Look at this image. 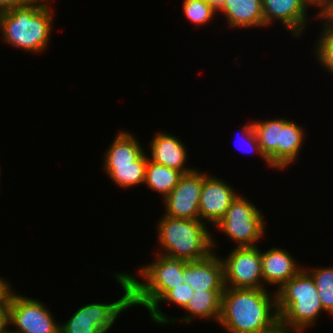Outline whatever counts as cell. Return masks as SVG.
I'll use <instances>...</instances> for the list:
<instances>
[{"mask_svg": "<svg viewBox=\"0 0 333 333\" xmlns=\"http://www.w3.org/2000/svg\"><path fill=\"white\" fill-rule=\"evenodd\" d=\"M269 290L225 287L218 326L227 333H278L276 292Z\"/></svg>", "mask_w": 333, "mask_h": 333, "instance_id": "obj_1", "label": "cell"}, {"mask_svg": "<svg viewBox=\"0 0 333 333\" xmlns=\"http://www.w3.org/2000/svg\"><path fill=\"white\" fill-rule=\"evenodd\" d=\"M53 5L39 2L0 11L2 42L28 54H41L48 50L54 30ZM45 50V51H44Z\"/></svg>", "mask_w": 333, "mask_h": 333, "instance_id": "obj_2", "label": "cell"}, {"mask_svg": "<svg viewBox=\"0 0 333 333\" xmlns=\"http://www.w3.org/2000/svg\"><path fill=\"white\" fill-rule=\"evenodd\" d=\"M157 254L172 259L198 261L218 252L215 235L199 219H181L162 215L156 222ZM217 250V251H216Z\"/></svg>", "mask_w": 333, "mask_h": 333, "instance_id": "obj_3", "label": "cell"}, {"mask_svg": "<svg viewBox=\"0 0 333 333\" xmlns=\"http://www.w3.org/2000/svg\"><path fill=\"white\" fill-rule=\"evenodd\" d=\"M279 328L284 333H304L316 325L324 311L314 279L303 268L276 291Z\"/></svg>", "mask_w": 333, "mask_h": 333, "instance_id": "obj_4", "label": "cell"}, {"mask_svg": "<svg viewBox=\"0 0 333 333\" xmlns=\"http://www.w3.org/2000/svg\"><path fill=\"white\" fill-rule=\"evenodd\" d=\"M152 253L154 261L152 259V262L138 267L137 275L127 272L131 280L132 307L142 306L147 311L169 290L184 282L183 273L186 267V260Z\"/></svg>", "mask_w": 333, "mask_h": 333, "instance_id": "obj_5", "label": "cell"}, {"mask_svg": "<svg viewBox=\"0 0 333 333\" xmlns=\"http://www.w3.org/2000/svg\"><path fill=\"white\" fill-rule=\"evenodd\" d=\"M111 274L120 285L122 296L110 303L93 301L80 306L67 321L60 323V333H109L121 314L132 308L131 280L127 271Z\"/></svg>", "mask_w": 333, "mask_h": 333, "instance_id": "obj_6", "label": "cell"}, {"mask_svg": "<svg viewBox=\"0 0 333 333\" xmlns=\"http://www.w3.org/2000/svg\"><path fill=\"white\" fill-rule=\"evenodd\" d=\"M260 207L239 193L223 218L214 226L236 247L257 246L267 231V221Z\"/></svg>", "mask_w": 333, "mask_h": 333, "instance_id": "obj_7", "label": "cell"}, {"mask_svg": "<svg viewBox=\"0 0 333 333\" xmlns=\"http://www.w3.org/2000/svg\"><path fill=\"white\" fill-rule=\"evenodd\" d=\"M17 292L10 290L8 302V326L14 327L8 328L13 333H60V320L45 302Z\"/></svg>", "mask_w": 333, "mask_h": 333, "instance_id": "obj_8", "label": "cell"}, {"mask_svg": "<svg viewBox=\"0 0 333 333\" xmlns=\"http://www.w3.org/2000/svg\"><path fill=\"white\" fill-rule=\"evenodd\" d=\"M259 246H235L225 257L220 255L224 266L225 287L264 289Z\"/></svg>", "mask_w": 333, "mask_h": 333, "instance_id": "obj_9", "label": "cell"}, {"mask_svg": "<svg viewBox=\"0 0 333 333\" xmlns=\"http://www.w3.org/2000/svg\"><path fill=\"white\" fill-rule=\"evenodd\" d=\"M262 6L265 28L278 22L295 39L303 37L310 19L319 20L321 16L317 11L309 17L308 9L314 7L311 0H262Z\"/></svg>", "mask_w": 333, "mask_h": 333, "instance_id": "obj_10", "label": "cell"}, {"mask_svg": "<svg viewBox=\"0 0 333 333\" xmlns=\"http://www.w3.org/2000/svg\"><path fill=\"white\" fill-rule=\"evenodd\" d=\"M202 185L203 171L201 169L195 168L184 173L179 183L162 200L163 215L181 219H199Z\"/></svg>", "mask_w": 333, "mask_h": 333, "instance_id": "obj_11", "label": "cell"}, {"mask_svg": "<svg viewBox=\"0 0 333 333\" xmlns=\"http://www.w3.org/2000/svg\"><path fill=\"white\" fill-rule=\"evenodd\" d=\"M203 172L199 204V220L214 227L225 215L231 202L239 194L228 180ZM225 180V181H224Z\"/></svg>", "mask_w": 333, "mask_h": 333, "instance_id": "obj_12", "label": "cell"}, {"mask_svg": "<svg viewBox=\"0 0 333 333\" xmlns=\"http://www.w3.org/2000/svg\"><path fill=\"white\" fill-rule=\"evenodd\" d=\"M152 139L149 141L147 148L148 158L157 163L162 164L166 167L178 170L180 172L188 173L195 169L188 165L189 151L188 147L185 146V142L181 141L179 136L169 132L157 131L151 136Z\"/></svg>", "mask_w": 333, "mask_h": 333, "instance_id": "obj_13", "label": "cell"}, {"mask_svg": "<svg viewBox=\"0 0 333 333\" xmlns=\"http://www.w3.org/2000/svg\"><path fill=\"white\" fill-rule=\"evenodd\" d=\"M261 261L264 289L273 286L275 292L304 268L288 250L278 246L261 250Z\"/></svg>", "mask_w": 333, "mask_h": 333, "instance_id": "obj_14", "label": "cell"}, {"mask_svg": "<svg viewBox=\"0 0 333 333\" xmlns=\"http://www.w3.org/2000/svg\"><path fill=\"white\" fill-rule=\"evenodd\" d=\"M184 284L190 285L194 292L224 290V266L220 253L198 261H186L183 273Z\"/></svg>", "mask_w": 333, "mask_h": 333, "instance_id": "obj_15", "label": "cell"}, {"mask_svg": "<svg viewBox=\"0 0 333 333\" xmlns=\"http://www.w3.org/2000/svg\"><path fill=\"white\" fill-rule=\"evenodd\" d=\"M217 14L225 17L228 29L265 27L262 0H225Z\"/></svg>", "mask_w": 333, "mask_h": 333, "instance_id": "obj_16", "label": "cell"}, {"mask_svg": "<svg viewBox=\"0 0 333 333\" xmlns=\"http://www.w3.org/2000/svg\"><path fill=\"white\" fill-rule=\"evenodd\" d=\"M224 290H207L195 292L193 298L189 300L183 309L186 314L182 317H172L170 323L177 324L179 321L183 324H191L194 320H209L218 324L221 314V297ZM183 321V322H182Z\"/></svg>", "mask_w": 333, "mask_h": 333, "instance_id": "obj_17", "label": "cell"}, {"mask_svg": "<svg viewBox=\"0 0 333 333\" xmlns=\"http://www.w3.org/2000/svg\"><path fill=\"white\" fill-rule=\"evenodd\" d=\"M143 147L132 131L120 129L104 151L102 165L132 164L145 151Z\"/></svg>", "mask_w": 333, "mask_h": 333, "instance_id": "obj_18", "label": "cell"}, {"mask_svg": "<svg viewBox=\"0 0 333 333\" xmlns=\"http://www.w3.org/2000/svg\"><path fill=\"white\" fill-rule=\"evenodd\" d=\"M288 120L289 118L285 117L253 120L261 152L274 170L278 169V145L280 144L281 131Z\"/></svg>", "mask_w": 333, "mask_h": 333, "instance_id": "obj_19", "label": "cell"}, {"mask_svg": "<svg viewBox=\"0 0 333 333\" xmlns=\"http://www.w3.org/2000/svg\"><path fill=\"white\" fill-rule=\"evenodd\" d=\"M305 127L294 120H288L281 131L278 145V170L282 171L294 165L301 155L307 135ZM295 162V163H294Z\"/></svg>", "mask_w": 333, "mask_h": 333, "instance_id": "obj_20", "label": "cell"}, {"mask_svg": "<svg viewBox=\"0 0 333 333\" xmlns=\"http://www.w3.org/2000/svg\"><path fill=\"white\" fill-rule=\"evenodd\" d=\"M147 151H144L132 164L103 165V172L118 188L127 189L143 186L145 182Z\"/></svg>", "mask_w": 333, "mask_h": 333, "instance_id": "obj_21", "label": "cell"}, {"mask_svg": "<svg viewBox=\"0 0 333 333\" xmlns=\"http://www.w3.org/2000/svg\"><path fill=\"white\" fill-rule=\"evenodd\" d=\"M182 175V172L157 164L148 158L144 186L158 193L162 201L179 183Z\"/></svg>", "mask_w": 333, "mask_h": 333, "instance_id": "obj_22", "label": "cell"}, {"mask_svg": "<svg viewBox=\"0 0 333 333\" xmlns=\"http://www.w3.org/2000/svg\"><path fill=\"white\" fill-rule=\"evenodd\" d=\"M319 21L322 26L318 31L316 42L313 43V55L317 64L333 76V18L330 15H321Z\"/></svg>", "mask_w": 333, "mask_h": 333, "instance_id": "obj_23", "label": "cell"}, {"mask_svg": "<svg viewBox=\"0 0 333 333\" xmlns=\"http://www.w3.org/2000/svg\"><path fill=\"white\" fill-rule=\"evenodd\" d=\"M194 290L190 285L184 283L169 290L149 311V319L157 325L171 326L172 317L168 316L161 310L160 304H174L180 309H184L190 299L193 298Z\"/></svg>", "mask_w": 333, "mask_h": 333, "instance_id": "obj_24", "label": "cell"}, {"mask_svg": "<svg viewBox=\"0 0 333 333\" xmlns=\"http://www.w3.org/2000/svg\"><path fill=\"white\" fill-rule=\"evenodd\" d=\"M304 269L314 279L324 311L333 317V265L312 268L311 266H305Z\"/></svg>", "mask_w": 333, "mask_h": 333, "instance_id": "obj_25", "label": "cell"}, {"mask_svg": "<svg viewBox=\"0 0 333 333\" xmlns=\"http://www.w3.org/2000/svg\"><path fill=\"white\" fill-rule=\"evenodd\" d=\"M185 18L196 27H202L216 20L217 12L206 0H183Z\"/></svg>", "mask_w": 333, "mask_h": 333, "instance_id": "obj_26", "label": "cell"}, {"mask_svg": "<svg viewBox=\"0 0 333 333\" xmlns=\"http://www.w3.org/2000/svg\"><path fill=\"white\" fill-rule=\"evenodd\" d=\"M241 131L240 132V137L238 138L240 141H242V146L240 144V151H243L245 153H256L258 154V156L265 162L266 166L272 170L274 169L269 161L264 157L263 153L261 152V149H260V145L258 143V139H257V136H256V133H255V130H254V127H253V120H251L250 122H247L244 126H241ZM242 137V138H241ZM239 141V142H240ZM239 146V145H237ZM244 150H242L243 148ZM247 147V148H246ZM242 148V149H241ZM238 149V148H237ZM238 149V150H239Z\"/></svg>", "mask_w": 333, "mask_h": 333, "instance_id": "obj_27", "label": "cell"}, {"mask_svg": "<svg viewBox=\"0 0 333 333\" xmlns=\"http://www.w3.org/2000/svg\"><path fill=\"white\" fill-rule=\"evenodd\" d=\"M311 2L321 15H329L333 12V0H311Z\"/></svg>", "mask_w": 333, "mask_h": 333, "instance_id": "obj_28", "label": "cell"}, {"mask_svg": "<svg viewBox=\"0 0 333 333\" xmlns=\"http://www.w3.org/2000/svg\"><path fill=\"white\" fill-rule=\"evenodd\" d=\"M13 288L11 282L5 277L0 276V302H9V293Z\"/></svg>", "mask_w": 333, "mask_h": 333, "instance_id": "obj_29", "label": "cell"}, {"mask_svg": "<svg viewBox=\"0 0 333 333\" xmlns=\"http://www.w3.org/2000/svg\"><path fill=\"white\" fill-rule=\"evenodd\" d=\"M8 327V302H0V333Z\"/></svg>", "mask_w": 333, "mask_h": 333, "instance_id": "obj_30", "label": "cell"}, {"mask_svg": "<svg viewBox=\"0 0 333 333\" xmlns=\"http://www.w3.org/2000/svg\"><path fill=\"white\" fill-rule=\"evenodd\" d=\"M27 0H0V11L26 4Z\"/></svg>", "mask_w": 333, "mask_h": 333, "instance_id": "obj_31", "label": "cell"}, {"mask_svg": "<svg viewBox=\"0 0 333 333\" xmlns=\"http://www.w3.org/2000/svg\"><path fill=\"white\" fill-rule=\"evenodd\" d=\"M206 1L218 13L222 9L225 0H206Z\"/></svg>", "mask_w": 333, "mask_h": 333, "instance_id": "obj_32", "label": "cell"}, {"mask_svg": "<svg viewBox=\"0 0 333 333\" xmlns=\"http://www.w3.org/2000/svg\"><path fill=\"white\" fill-rule=\"evenodd\" d=\"M27 1L28 2H39V3H42V4H49V3H51V1L54 2V0H27Z\"/></svg>", "mask_w": 333, "mask_h": 333, "instance_id": "obj_33", "label": "cell"}, {"mask_svg": "<svg viewBox=\"0 0 333 333\" xmlns=\"http://www.w3.org/2000/svg\"><path fill=\"white\" fill-rule=\"evenodd\" d=\"M3 333H13V332L8 328Z\"/></svg>", "mask_w": 333, "mask_h": 333, "instance_id": "obj_34", "label": "cell"}]
</instances>
